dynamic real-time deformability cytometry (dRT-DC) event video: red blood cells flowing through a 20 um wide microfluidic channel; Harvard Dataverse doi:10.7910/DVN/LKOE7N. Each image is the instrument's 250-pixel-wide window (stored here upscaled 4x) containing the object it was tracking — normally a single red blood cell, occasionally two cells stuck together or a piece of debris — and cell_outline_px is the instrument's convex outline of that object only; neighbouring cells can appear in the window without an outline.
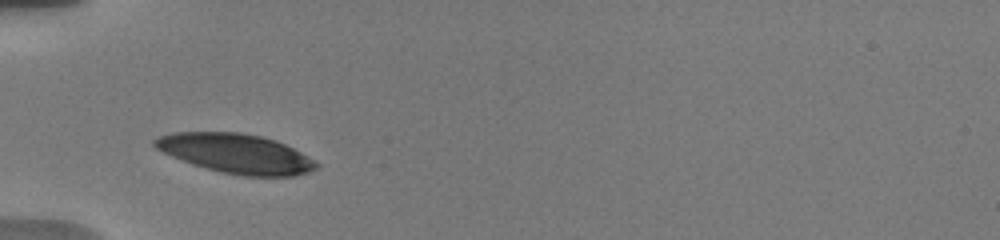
{"species": "human", "species_latin": "Homo sapiens", "temperature_condition": "warm", "stored_images_in_passage": 44, "camera_frame_rate_fps": 3000, "um_per_image_px": 0.085, "donor": {"sex": "male"}, "frame": {"image": 1, "passage_image": 1, "time_ms": 0.0, "image_size_px": [1000, 240], "cell_outline_px": [[320, 164], [316, 168], [308, 172], [296, 176], [240, 176], [192, 164], [172, 156], [156, 148], [152, 144], [152, 140], [160, 136], [172, 132], [240, 132], [260, 136], [276, 140], [316, 160]], "centroid_in_image_um": [20.07, 13.04], "position_along_channel_um": 64.9, "area_um2": 36.99}}
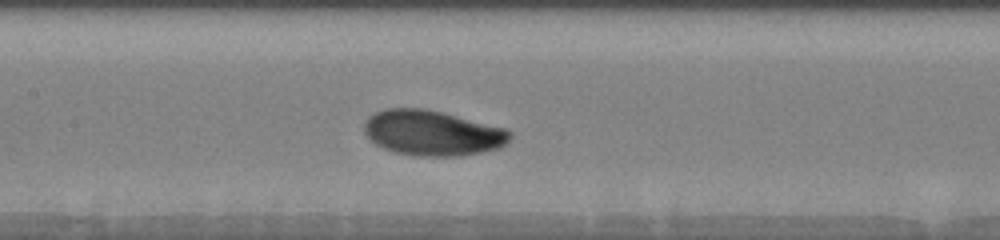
{"frame": {"image": 2, "passage_image": 16, "time_ms": 3.0, "image_size_px": [1000, 240], "cell_outline_px": [[512, 136], [508, 144], [484, 152], [460, 156], [420, 156], [396, 152], [384, 148], [368, 140], [364, 132], [364, 120], [368, 116], [384, 108], [424, 108], [508, 128], [512, 132]], "centroid_in_image_um": [36.76, 11.3], "position_along_channel_um": 170.6, "area_um2": 38.84}}
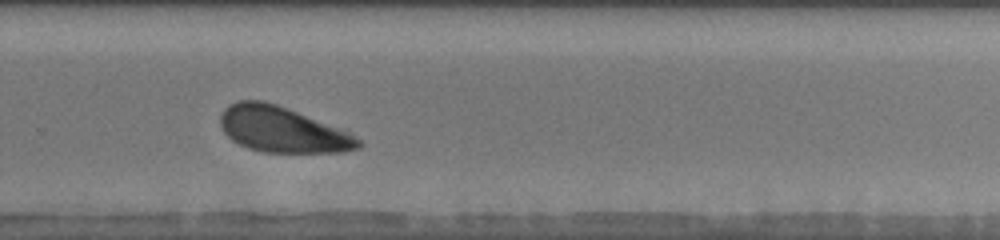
{"frame": {"image": 3, "passage_image": 37, "time_ms": 6.667, "image_size_px": [1000, 240], "cell_outline_px": [[364, 144], [360, 148], [344, 152], [264, 152], [248, 148], [232, 140], [220, 128], [220, 116], [224, 108], [228, 104], [236, 100], [264, 100], [276, 104], [348, 132], [360, 140]], "centroid_in_image_um": [23.95, 11.01], "position_along_channel_um": 305.8, "area_um2": 36.47}}